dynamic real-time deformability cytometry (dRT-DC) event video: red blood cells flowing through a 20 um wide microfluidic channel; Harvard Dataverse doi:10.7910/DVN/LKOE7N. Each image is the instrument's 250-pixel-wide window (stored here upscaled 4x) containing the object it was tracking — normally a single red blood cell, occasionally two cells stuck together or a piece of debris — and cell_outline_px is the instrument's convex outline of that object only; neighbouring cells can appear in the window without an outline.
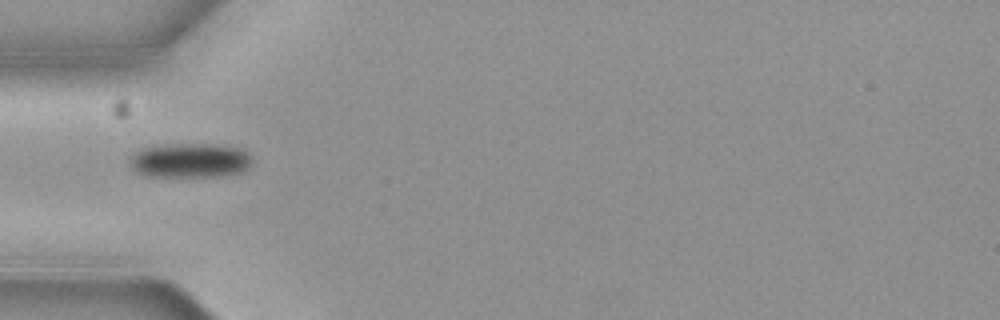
{"species": "common noctule bat (a hibernating species)", "species_latin": "Nyctalus noctula", "temperature_condition": "cold", "stored_images_in_passage": 6, "camera_frame_rate_fps": 3000, "um_per_image_px": 0.085, "animal": {"sex": "female", "body_mass_g": 19.3, "forearm_length_mm": 54.1}, "frame": {"image": 1, "passage_image": 6, "time_ms": 1.667, "image_size_px": [1000, 320], "cell_outline_px": [[252, 164], [244, 172], [224, 176], [144, 176], [132, 168], [128, 164], [128, 156], [144, 148], [168, 144], [212, 144], [240, 148], [248, 152], [252, 160]], "centroid_in_image_um": [16.16, 13.64], "position_along_channel_um": 68.8, "area_um2": 24.91}}